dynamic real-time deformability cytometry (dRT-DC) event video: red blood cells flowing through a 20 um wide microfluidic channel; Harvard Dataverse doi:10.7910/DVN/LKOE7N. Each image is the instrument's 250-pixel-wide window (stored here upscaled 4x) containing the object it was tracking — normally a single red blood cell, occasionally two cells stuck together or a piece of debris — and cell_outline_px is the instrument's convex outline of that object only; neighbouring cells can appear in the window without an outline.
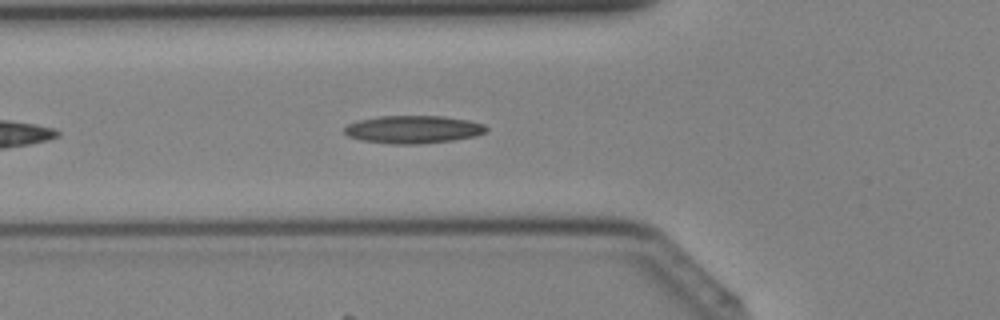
{"species": "Egyptian fruit bat (a non-hibernating species)", "species_latin": "Rousettus aegyptiacus", "temperature_condition": "cold", "stored_images_in_passage": 31, "camera_frame_rate_fps": 3000, "um_per_image_px": 0.085, "animal": {"sex": "female"}, "frame": {"image": 1, "passage_image": 5, "time_ms": 1.333, "image_size_px": [1000, 320], "cell_outline_px": [[488, 128], [484, 132], [476, 136], [452, 140], [416, 144], [392, 144], [360, 140], [348, 136], [344, 132], [344, 128], [348, 124], [360, 120], [380, 116], [444, 116], [468, 120], [484, 124]], "centroid_in_image_um": [35.11, 11.0], "position_along_channel_um": 90.7, "area_um2": 22.89}}
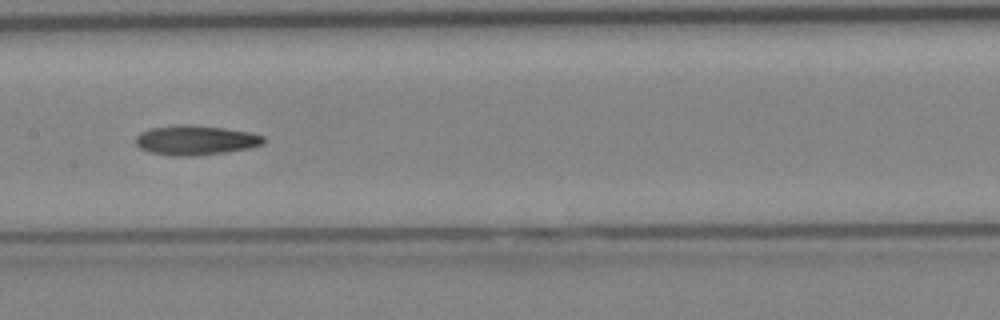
{"frame": {"image": 2, "passage_image": 11, "time_ms": 3.333, "image_size_px": [1000, 320], "cell_outline_px": [[264, 144], [248, 148], [224, 152], [192, 156], [172, 156], [148, 152], [140, 148], [136, 144], [136, 136], [140, 132], [148, 128], [180, 124], [188, 124], [224, 128], [248, 132], [264, 136]], "centroid_in_image_um": [16.57, 11.91], "position_along_channel_um": 190.8, "area_um2": 22.14}}
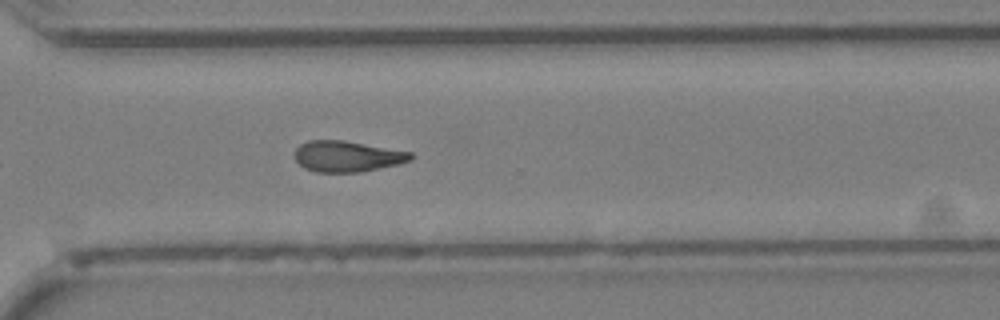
{"frame": {"image": 3, "passage_image": 20, "time_ms": 6.333, "image_size_px": [1000, 320], "cell_outline_px": [[412, 160], [400, 164], [360, 172], [316, 172], [304, 168], [292, 156], [296, 148], [300, 144], [308, 140], [344, 140], [412, 152]], "centroid_in_image_um": [29.49, 13.29], "position_along_channel_um": 341.1, "area_um2": 21.1}}